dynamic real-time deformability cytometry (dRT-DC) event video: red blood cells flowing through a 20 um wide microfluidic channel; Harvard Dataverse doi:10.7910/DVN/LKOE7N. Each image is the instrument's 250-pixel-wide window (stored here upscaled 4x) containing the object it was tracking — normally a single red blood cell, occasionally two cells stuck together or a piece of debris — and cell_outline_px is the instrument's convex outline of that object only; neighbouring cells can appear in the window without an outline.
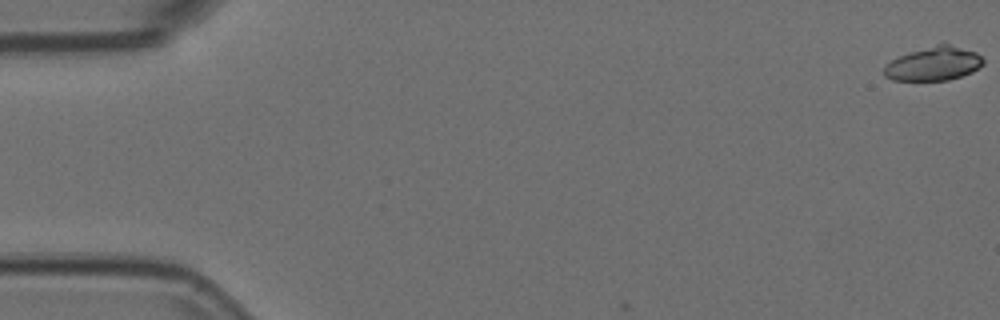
{"species": "Egyptian fruit bat (a non-hibernating species)", "species_latin": "Rousettus aegyptiacus", "temperature_condition": "room temperature", "stored_images_in_passage": 5, "camera_frame_rate_fps": 3000, "um_per_image_px": 0.085, "animal": {"sex": "female"}, "frame": {"image": 1, "passage_image": 1, "time_ms": 0.0, "image_size_px": [1000, 320], "cell_outline_px": [[984, 64], [972, 72], [948, 80], [892, 80], [884, 76], [884, 68], [892, 60], [900, 56], [944, 40], [976, 52], [984, 60]], "centroid_in_image_um": [79.41, 5.38], "position_along_channel_um": 5.6, "area_um2": 19.77}}
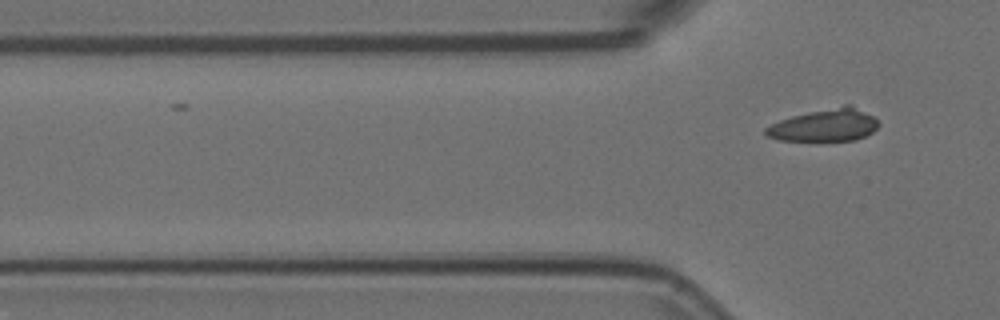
{"frame": {"image": 2, "passage_image": 5, "time_ms": 1.333, "image_size_px": [1000, 320], "cell_outline_px": [[880, 124], [872, 132], [856, 140], [780, 140], [764, 136], [764, 128], [780, 120], [792, 116], [808, 112], [844, 104], [852, 104], [872, 116]], "centroid_in_image_um": [70.09, 10.63], "position_along_channel_um": 55.7, "area_um2": 21.27}}